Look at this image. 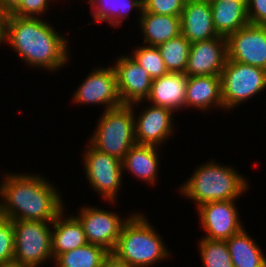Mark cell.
Listing matches in <instances>:
<instances>
[{
  "label": "cell",
  "mask_w": 266,
  "mask_h": 267,
  "mask_svg": "<svg viewBox=\"0 0 266 267\" xmlns=\"http://www.w3.org/2000/svg\"><path fill=\"white\" fill-rule=\"evenodd\" d=\"M0 183V216L9 220L53 222L65 203L57 187L38 174L8 172Z\"/></svg>",
  "instance_id": "1"
},
{
  "label": "cell",
  "mask_w": 266,
  "mask_h": 267,
  "mask_svg": "<svg viewBox=\"0 0 266 267\" xmlns=\"http://www.w3.org/2000/svg\"><path fill=\"white\" fill-rule=\"evenodd\" d=\"M43 20L40 17H17L8 14L4 43L7 42L16 51L18 57L26 62L25 65L50 72L58 71L69 61V41Z\"/></svg>",
  "instance_id": "2"
},
{
  "label": "cell",
  "mask_w": 266,
  "mask_h": 267,
  "mask_svg": "<svg viewBox=\"0 0 266 267\" xmlns=\"http://www.w3.org/2000/svg\"><path fill=\"white\" fill-rule=\"evenodd\" d=\"M182 185L181 194L197 203L196 207L212 201L238 200L249 189L241 173L213 160L196 168Z\"/></svg>",
  "instance_id": "3"
},
{
  "label": "cell",
  "mask_w": 266,
  "mask_h": 267,
  "mask_svg": "<svg viewBox=\"0 0 266 267\" xmlns=\"http://www.w3.org/2000/svg\"><path fill=\"white\" fill-rule=\"evenodd\" d=\"M149 222L141 213L131 214L111 253L131 267H150L169 258L170 249Z\"/></svg>",
  "instance_id": "4"
},
{
  "label": "cell",
  "mask_w": 266,
  "mask_h": 267,
  "mask_svg": "<svg viewBox=\"0 0 266 267\" xmlns=\"http://www.w3.org/2000/svg\"><path fill=\"white\" fill-rule=\"evenodd\" d=\"M135 109L131 105H122L105 110L99 118L89 144L122 161L126 153L137 144L134 129Z\"/></svg>",
  "instance_id": "5"
},
{
  "label": "cell",
  "mask_w": 266,
  "mask_h": 267,
  "mask_svg": "<svg viewBox=\"0 0 266 267\" xmlns=\"http://www.w3.org/2000/svg\"><path fill=\"white\" fill-rule=\"evenodd\" d=\"M12 225L14 261L24 267H40L51 258L54 261L51 244L53 222L12 220Z\"/></svg>",
  "instance_id": "6"
},
{
  "label": "cell",
  "mask_w": 266,
  "mask_h": 267,
  "mask_svg": "<svg viewBox=\"0 0 266 267\" xmlns=\"http://www.w3.org/2000/svg\"><path fill=\"white\" fill-rule=\"evenodd\" d=\"M220 76L222 100L227 111L266 89V71L238 61L228 59Z\"/></svg>",
  "instance_id": "7"
},
{
  "label": "cell",
  "mask_w": 266,
  "mask_h": 267,
  "mask_svg": "<svg viewBox=\"0 0 266 267\" xmlns=\"http://www.w3.org/2000/svg\"><path fill=\"white\" fill-rule=\"evenodd\" d=\"M86 147L82 157L86 179L105 201L116 203L123 179L122 161L97 150L91 144Z\"/></svg>",
  "instance_id": "8"
},
{
  "label": "cell",
  "mask_w": 266,
  "mask_h": 267,
  "mask_svg": "<svg viewBox=\"0 0 266 267\" xmlns=\"http://www.w3.org/2000/svg\"><path fill=\"white\" fill-rule=\"evenodd\" d=\"M78 214L76 217L83 226L87 242L100 245L109 252L116 247L122 228L130 218L127 216L121 219L122 217L117 213L97 206L82 207Z\"/></svg>",
  "instance_id": "9"
},
{
  "label": "cell",
  "mask_w": 266,
  "mask_h": 267,
  "mask_svg": "<svg viewBox=\"0 0 266 267\" xmlns=\"http://www.w3.org/2000/svg\"><path fill=\"white\" fill-rule=\"evenodd\" d=\"M76 104L105 105V110L121 107L115 70L112 67L96 68L90 72L75 91Z\"/></svg>",
  "instance_id": "10"
},
{
  "label": "cell",
  "mask_w": 266,
  "mask_h": 267,
  "mask_svg": "<svg viewBox=\"0 0 266 267\" xmlns=\"http://www.w3.org/2000/svg\"><path fill=\"white\" fill-rule=\"evenodd\" d=\"M228 59L266 71V25L248 24L227 38Z\"/></svg>",
  "instance_id": "11"
},
{
  "label": "cell",
  "mask_w": 266,
  "mask_h": 267,
  "mask_svg": "<svg viewBox=\"0 0 266 267\" xmlns=\"http://www.w3.org/2000/svg\"><path fill=\"white\" fill-rule=\"evenodd\" d=\"M235 201H212L197 207L200 224L207 232L202 238L226 241L244 228Z\"/></svg>",
  "instance_id": "12"
},
{
  "label": "cell",
  "mask_w": 266,
  "mask_h": 267,
  "mask_svg": "<svg viewBox=\"0 0 266 267\" xmlns=\"http://www.w3.org/2000/svg\"><path fill=\"white\" fill-rule=\"evenodd\" d=\"M120 99L123 105H141L149 97L152 78L131 55L118 57L113 66Z\"/></svg>",
  "instance_id": "13"
},
{
  "label": "cell",
  "mask_w": 266,
  "mask_h": 267,
  "mask_svg": "<svg viewBox=\"0 0 266 267\" xmlns=\"http://www.w3.org/2000/svg\"><path fill=\"white\" fill-rule=\"evenodd\" d=\"M228 60L227 40L218 36L191 43L187 76H220Z\"/></svg>",
  "instance_id": "14"
},
{
  "label": "cell",
  "mask_w": 266,
  "mask_h": 267,
  "mask_svg": "<svg viewBox=\"0 0 266 267\" xmlns=\"http://www.w3.org/2000/svg\"><path fill=\"white\" fill-rule=\"evenodd\" d=\"M136 117L134 113L135 140L139 145H154L161 148L174 131L173 111L149 105ZM171 135V136H170ZM164 142V143H163Z\"/></svg>",
  "instance_id": "15"
},
{
  "label": "cell",
  "mask_w": 266,
  "mask_h": 267,
  "mask_svg": "<svg viewBox=\"0 0 266 267\" xmlns=\"http://www.w3.org/2000/svg\"><path fill=\"white\" fill-rule=\"evenodd\" d=\"M181 34L190 42L216 38L210 1L186 0L181 13Z\"/></svg>",
  "instance_id": "16"
},
{
  "label": "cell",
  "mask_w": 266,
  "mask_h": 267,
  "mask_svg": "<svg viewBox=\"0 0 266 267\" xmlns=\"http://www.w3.org/2000/svg\"><path fill=\"white\" fill-rule=\"evenodd\" d=\"M188 76L171 73L152 80L151 91L146 99L151 105L164 107L173 112L185 109Z\"/></svg>",
  "instance_id": "17"
},
{
  "label": "cell",
  "mask_w": 266,
  "mask_h": 267,
  "mask_svg": "<svg viewBox=\"0 0 266 267\" xmlns=\"http://www.w3.org/2000/svg\"><path fill=\"white\" fill-rule=\"evenodd\" d=\"M216 106L224 109L221 76H188L185 108L209 111Z\"/></svg>",
  "instance_id": "18"
},
{
  "label": "cell",
  "mask_w": 266,
  "mask_h": 267,
  "mask_svg": "<svg viewBox=\"0 0 266 267\" xmlns=\"http://www.w3.org/2000/svg\"><path fill=\"white\" fill-rule=\"evenodd\" d=\"M210 6L219 36L227 38L249 24L246 0H210Z\"/></svg>",
  "instance_id": "19"
},
{
  "label": "cell",
  "mask_w": 266,
  "mask_h": 267,
  "mask_svg": "<svg viewBox=\"0 0 266 267\" xmlns=\"http://www.w3.org/2000/svg\"><path fill=\"white\" fill-rule=\"evenodd\" d=\"M157 146L134 145L122 160V169L149 185L156 184L158 176L159 154Z\"/></svg>",
  "instance_id": "20"
},
{
  "label": "cell",
  "mask_w": 266,
  "mask_h": 267,
  "mask_svg": "<svg viewBox=\"0 0 266 267\" xmlns=\"http://www.w3.org/2000/svg\"><path fill=\"white\" fill-rule=\"evenodd\" d=\"M62 211L53 221L52 254L54 259L63 253L86 245L87 239L79 219L72 215L64 217Z\"/></svg>",
  "instance_id": "21"
},
{
  "label": "cell",
  "mask_w": 266,
  "mask_h": 267,
  "mask_svg": "<svg viewBox=\"0 0 266 267\" xmlns=\"http://www.w3.org/2000/svg\"><path fill=\"white\" fill-rule=\"evenodd\" d=\"M138 21L141 32L144 34L143 43L149 46H158L181 34L179 16L160 15L143 10Z\"/></svg>",
  "instance_id": "22"
},
{
  "label": "cell",
  "mask_w": 266,
  "mask_h": 267,
  "mask_svg": "<svg viewBox=\"0 0 266 267\" xmlns=\"http://www.w3.org/2000/svg\"><path fill=\"white\" fill-rule=\"evenodd\" d=\"M243 228L226 240L234 267H266V256Z\"/></svg>",
  "instance_id": "23"
},
{
  "label": "cell",
  "mask_w": 266,
  "mask_h": 267,
  "mask_svg": "<svg viewBox=\"0 0 266 267\" xmlns=\"http://www.w3.org/2000/svg\"><path fill=\"white\" fill-rule=\"evenodd\" d=\"M90 14L94 22H108L110 26L119 27L124 19H127L129 12L133 9L143 11V0H87Z\"/></svg>",
  "instance_id": "24"
},
{
  "label": "cell",
  "mask_w": 266,
  "mask_h": 267,
  "mask_svg": "<svg viewBox=\"0 0 266 267\" xmlns=\"http://www.w3.org/2000/svg\"><path fill=\"white\" fill-rule=\"evenodd\" d=\"M110 252L104 247L87 243L86 245L58 255L54 267H101Z\"/></svg>",
  "instance_id": "25"
},
{
  "label": "cell",
  "mask_w": 266,
  "mask_h": 267,
  "mask_svg": "<svg viewBox=\"0 0 266 267\" xmlns=\"http://www.w3.org/2000/svg\"><path fill=\"white\" fill-rule=\"evenodd\" d=\"M157 47L168 72L185 73L191 43L182 34Z\"/></svg>",
  "instance_id": "26"
},
{
  "label": "cell",
  "mask_w": 266,
  "mask_h": 267,
  "mask_svg": "<svg viewBox=\"0 0 266 267\" xmlns=\"http://www.w3.org/2000/svg\"><path fill=\"white\" fill-rule=\"evenodd\" d=\"M198 243L203 267H234L225 240L201 238Z\"/></svg>",
  "instance_id": "27"
},
{
  "label": "cell",
  "mask_w": 266,
  "mask_h": 267,
  "mask_svg": "<svg viewBox=\"0 0 266 267\" xmlns=\"http://www.w3.org/2000/svg\"><path fill=\"white\" fill-rule=\"evenodd\" d=\"M134 48L136 49L131 52V57L147 71L152 80L169 73L157 46L143 45Z\"/></svg>",
  "instance_id": "28"
},
{
  "label": "cell",
  "mask_w": 266,
  "mask_h": 267,
  "mask_svg": "<svg viewBox=\"0 0 266 267\" xmlns=\"http://www.w3.org/2000/svg\"><path fill=\"white\" fill-rule=\"evenodd\" d=\"M14 260V228L12 220L0 216V263Z\"/></svg>",
  "instance_id": "29"
},
{
  "label": "cell",
  "mask_w": 266,
  "mask_h": 267,
  "mask_svg": "<svg viewBox=\"0 0 266 267\" xmlns=\"http://www.w3.org/2000/svg\"><path fill=\"white\" fill-rule=\"evenodd\" d=\"M186 0H143L145 12L181 17Z\"/></svg>",
  "instance_id": "30"
},
{
  "label": "cell",
  "mask_w": 266,
  "mask_h": 267,
  "mask_svg": "<svg viewBox=\"0 0 266 267\" xmlns=\"http://www.w3.org/2000/svg\"><path fill=\"white\" fill-rule=\"evenodd\" d=\"M53 0H21L19 6L11 13L17 17H42L43 13L48 10V5ZM38 15V16H37Z\"/></svg>",
  "instance_id": "31"
},
{
  "label": "cell",
  "mask_w": 266,
  "mask_h": 267,
  "mask_svg": "<svg viewBox=\"0 0 266 267\" xmlns=\"http://www.w3.org/2000/svg\"><path fill=\"white\" fill-rule=\"evenodd\" d=\"M249 24L266 25V0H246Z\"/></svg>",
  "instance_id": "32"
},
{
  "label": "cell",
  "mask_w": 266,
  "mask_h": 267,
  "mask_svg": "<svg viewBox=\"0 0 266 267\" xmlns=\"http://www.w3.org/2000/svg\"><path fill=\"white\" fill-rule=\"evenodd\" d=\"M101 267H131L125 261L118 259L113 253H109L105 259Z\"/></svg>",
  "instance_id": "33"
},
{
  "label": "cell",
  "mask_w": 266,
  "mask_h": 267,
  "mask_svg": "<svg viewBox=\"0 0 266 267\" xmlns=\"http://www.w3.org/2000/svg\"><path fill=\"white\" fill-rule=\"evenodd\" d=\"M21 0H0V9L6 14H11L20 4Z\"/></svg>",
  "instance_id": "34"
},
{
  "label": "cell",
  "mask_w": 266,
  "mask_h": 267,
  "mask_svg": "<svg viewBox=\"0 0 266 267\" xmlns=\"http://www.w3.org/2000/svg\"><path fill=\"white\" fill-rule=\"evenodd\" d=\"M6 14L0 9V45L4 44Z\"/></svg>",
  "instance_id": "35"
},
{
  "label": "cell",
  "mask_w": 266,
  "mask_h": 267,
  "mask_svg": "<svg viewBox=\"0 0 266 267\" xmlns=\"http://www.w3.org/2000/svg\"><path fill=\"white\" fill-rule=\"evenodd\" d=\"M0 267H24V266H22L17 261L13 260V261L6 262V263H0Z\"/></svg>",
  "instance_id": "36"
}]
</instances>
